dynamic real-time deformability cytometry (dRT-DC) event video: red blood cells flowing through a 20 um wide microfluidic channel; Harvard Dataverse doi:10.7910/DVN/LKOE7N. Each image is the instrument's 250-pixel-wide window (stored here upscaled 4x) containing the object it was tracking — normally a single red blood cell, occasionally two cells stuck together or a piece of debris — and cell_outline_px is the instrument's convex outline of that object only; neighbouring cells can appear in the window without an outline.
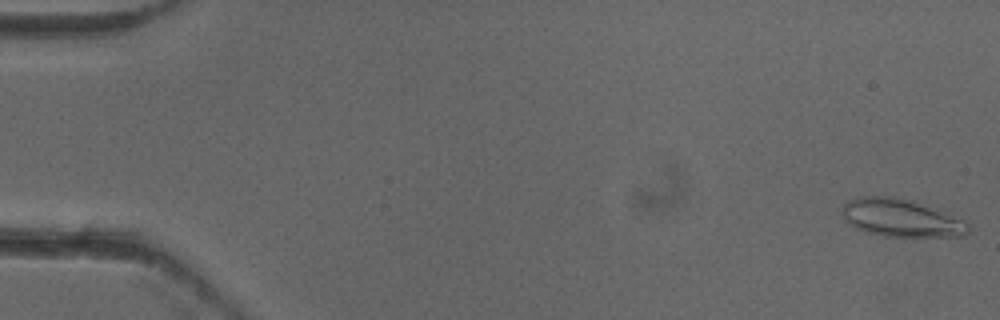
{"species": "common noctule bat (a hibernating species)", "species_latin": "Nyctalus noctula", "temperature_condition": "cold", "stored_images_in_passage": 16, "camera_frame_rate_fps": 3000, "um_per_image_px": 0.085, "animal": {"sex": "female"}, "frame": {"image": 1, "passage_image": 1, "time_ms": 0.0, "image_size_px": [1000, 320], "cell_outline_px": [[972, 228], [964, 236], [880, 236], [856, 228], [848, 224], [844, 220], [844, 204], [848, 200], [864, 196], [892, 196], [908, 200], [964, 220]], "centroid_in_image_um": [76.57, 18.54], "position_along_channel_um": 8.4, "area_um2": 27.17}}